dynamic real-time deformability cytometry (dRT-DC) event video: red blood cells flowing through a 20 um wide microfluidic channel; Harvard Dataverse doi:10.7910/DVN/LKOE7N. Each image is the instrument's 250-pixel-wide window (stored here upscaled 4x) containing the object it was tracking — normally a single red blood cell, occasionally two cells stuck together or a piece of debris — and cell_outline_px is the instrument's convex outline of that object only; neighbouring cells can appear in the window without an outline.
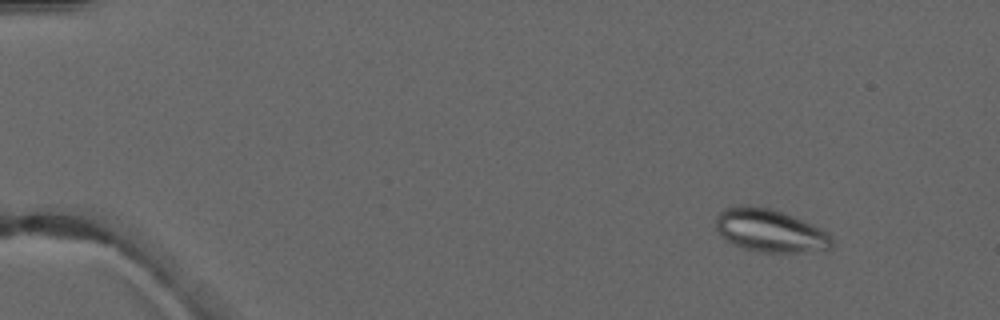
{"species": "common noctule bat (a hibernating species)", "species_latin": "Nyctalus noctula", "temperature_condition": "warm", "stored_images_in_passage": 5, "camera_frame_rate_fps": 3000, "um_per_image_px": 0.085, "animal": {"sex": "male", "forearm_length_mm": 52.5}, "frame": {"image": 1, "passage_image": 2, "time_ms": 1.0, "image_size_px": [1000, 320], "cell_outline_px": [[832, 248], [828, 252], [756, 252], [732, 244], [724, 240], [720, 236], [716, 228], [716, 216], [724, 208], [740, 204], [748, 204], [768, 208], [784, 212], [812, 224], [820, 228], [832, 236]], "centroid_in_image_um": [65.46, 19.61], "position_along_channel_um": 19.5, "area_um2": 29.71}}